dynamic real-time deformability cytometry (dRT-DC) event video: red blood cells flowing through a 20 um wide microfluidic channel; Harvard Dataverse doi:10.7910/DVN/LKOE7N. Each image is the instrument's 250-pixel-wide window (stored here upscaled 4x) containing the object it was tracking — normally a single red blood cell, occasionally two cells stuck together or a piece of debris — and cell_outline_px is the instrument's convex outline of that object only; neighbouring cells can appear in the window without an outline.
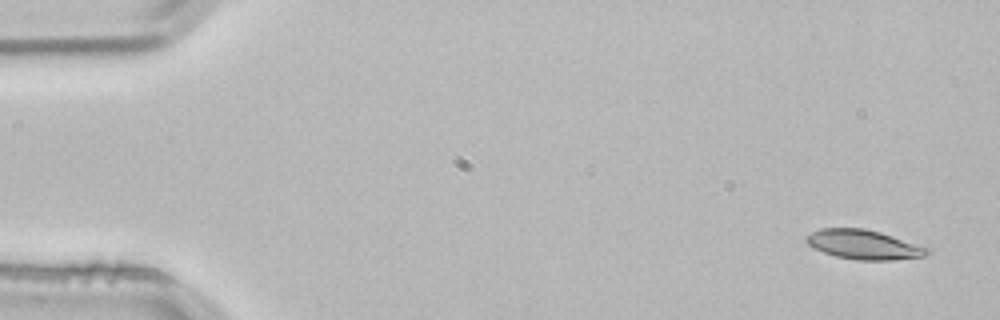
{"species": "common noctule bat (a hibernating species)", "species_latin": "Nyctalus noctula", "temperature_condition": "room temperature", "stored_images_in_passage": 3, "camera_frame_rate_fps": 3000, "um_per_image_px": 0.085, "animal": {"sex": "male", "body_mass_g": 21.5, "forearm_length_mm": 52.0}, "frame": {"image": 1, "passage_image": 1, "time_ms": 0.0, "image_size_px": [1000, 320], "cell_outline_px": [[932, 252], [924, 256], [892, 260], [856, 260], [836, 256], [824, 252], [808, 244], [804, 240], [804, 236], [820, 228], [864, 228], [880, 232], [932, 248]], "centroid_in_image_um": [73.45, 20.79], "position_along_channel_um": 11.5, "area_um2": 20.87}}